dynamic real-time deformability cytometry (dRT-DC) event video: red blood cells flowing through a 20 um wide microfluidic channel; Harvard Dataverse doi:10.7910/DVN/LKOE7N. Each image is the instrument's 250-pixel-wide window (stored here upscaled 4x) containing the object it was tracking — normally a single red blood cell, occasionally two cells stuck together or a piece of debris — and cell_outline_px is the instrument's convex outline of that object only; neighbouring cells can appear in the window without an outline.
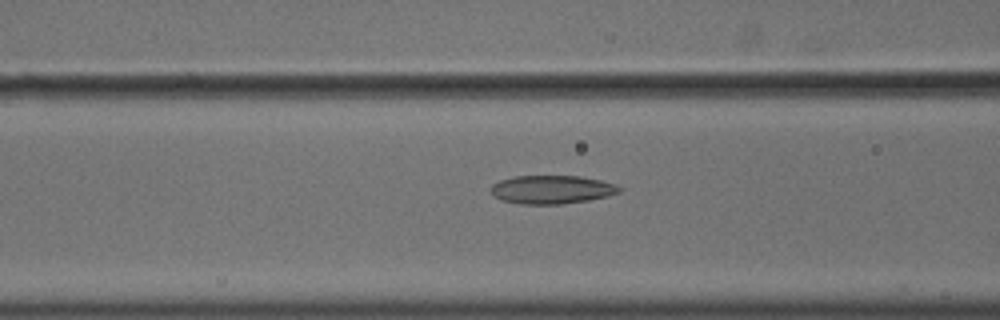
{"species": "common noctule bat (a hibernating species)", "species_latin": "Nyctalus noctula", "temperature_condition": "cold", "stored_images_in_passage": 51, "camera_frame_rate_fps": 3000, "um_per_image_px": 0.085, "animal": {"sex": "male", "body_mass_g": 18.8}, "frame": {"image": 1, "passage_image": 18, "time_ms": 5.667, "image_size_px": [1000, 320], "cell_outline_px": [[624, 188], [620, 192], [608, 196], [588, 200], [560, 204], [520, 204], [500, 200], [488, 188], [492, 184], [500, 180], [512, 176], [580, 176], [600, 180], [616, 184]], "centroid_in_image_um": [46.9, 16.11], "position_along_channel_um": 119.7, "area_um2": 21.44}}
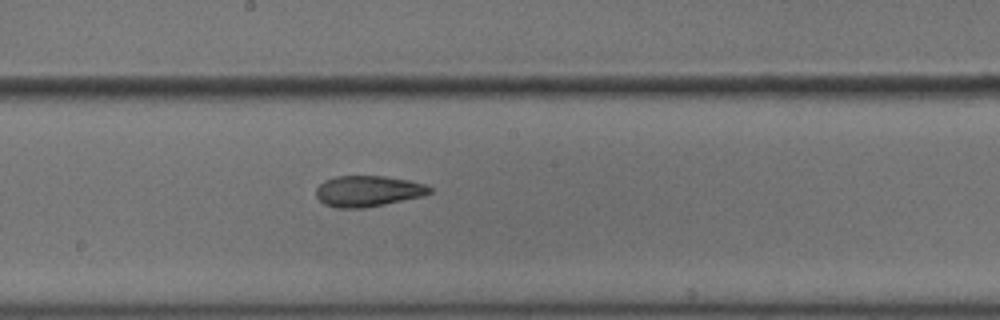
{"frame": {"image": 2, "passage_image": 26, "time_ms": 8.333, "image_size_px": [1000, 320], "cell_outline_px": [[432, 192], [424, 196], [364, 208], [336, 208], [324, 204], [316, 196], [316, 188], [324, 180], [336, 176], [384, 176], [408, 180], [428, 184], [432, 188]], "centroid_in_image_um": [31.3, 16.24], "position_along_channel_um": 216.9, "area_um2": 20.63}}
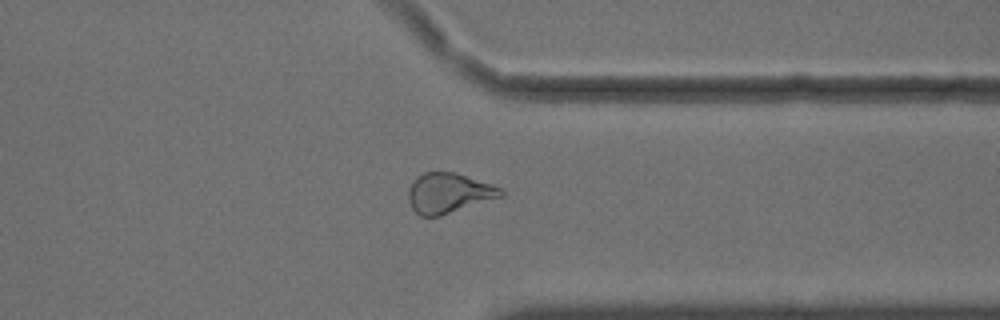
{"frame": {"image": 3, "passage_image": 39, "time_ms": 12.667, "image_size_px": [1000, 320], "cell_outline_px": [[504, 196], [440, 216], [420, 216], [412, 208], [408, 200], [408, 188], [412, 180], [424, 172], [456, 172], [504, 188]], "centroid_in_image_um": [38.15, 16.4], "position_along_channel_um": 373.2, "area_um2": 21.85}, "authors_computed_cell_mechanics": {"area_um2": 22.4842, "velocity_mm_per_s": 3.6294, "shape_relaxation_time_tau1_ms": null, "shape_relaxation_time_tau2_ms": 2.8108, "deformation_change_tau1": null, "deformation_change_tau2": 0.1032}}